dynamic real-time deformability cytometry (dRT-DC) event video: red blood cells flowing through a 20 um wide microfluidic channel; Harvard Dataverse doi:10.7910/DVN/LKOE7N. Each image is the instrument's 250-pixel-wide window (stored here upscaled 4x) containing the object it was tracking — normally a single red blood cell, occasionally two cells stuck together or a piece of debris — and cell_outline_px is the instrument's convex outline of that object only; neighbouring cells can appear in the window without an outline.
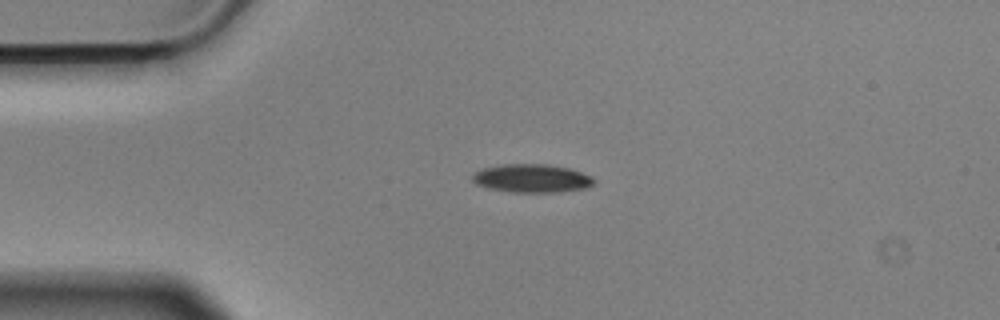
{"species": "Egyptian fruit bat (a non-hibernating species)", "species_latin": "Rousettus aegyptiacus", "temperature_condition": "cold", "stored_images_in_passage": 44, "camera_frame_rate_fps": 3000, "um_per_image_px": 0.085, "animal": {"sex": "male"}, "frame": {"image": 1, "passage_image": 1, "time_ms": 0.0, "image_size_px": [1000, 320], "cell_outline_px": [[592, 184], [584, 188], [556, 192], [512, 192], [488, 188], [476, 184], [472, 180], [472, 176], [476, 172], [484, 168], [504, 164], [548, 164], [572, 168], [592, 176]], "centroid_in_image_um": [45.2, 15.15], "position_along_channel_um": 39.8, "area_um2": 19.94}}
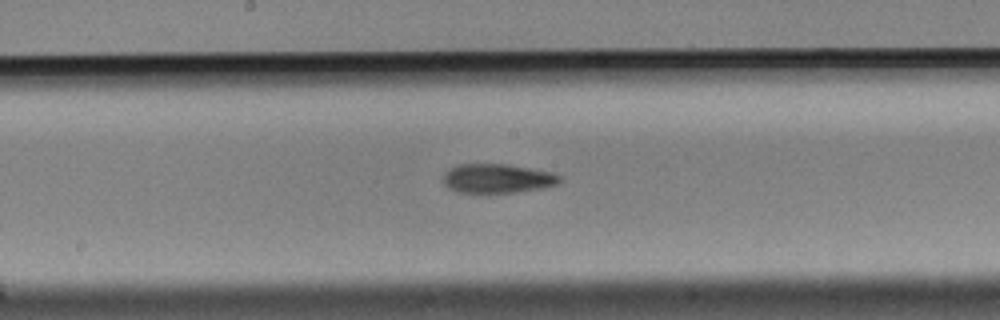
{"frame": {"image": 2, "passage_image": 17, "time_ms": 5.333, "image_size_px": [1000, 320], "cell_outline_px": [[560, 184], [544, 188], [516, 192], [484, 196], [480, 196], [460, 192], [448, 188], [444, 184], [444, 172], [456, 164], [504, 164], [552, 172], [560, 176]], "centroid_in_image_um": [42.24, 15.22], "position_along_channel_um": 206.0, "area_um2": 20.58}}
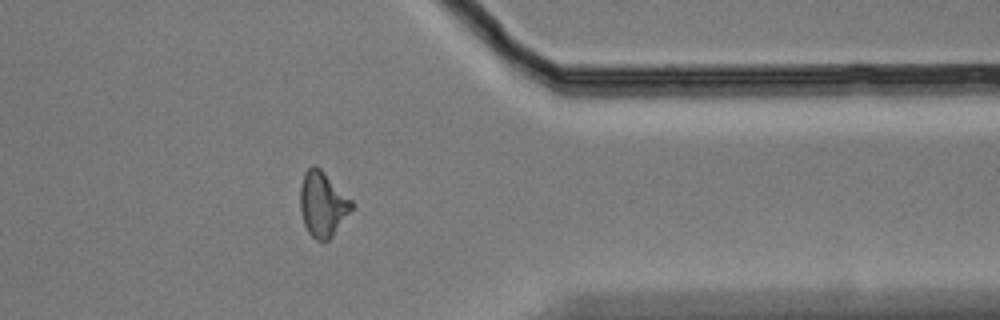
{"frame": {"image": 3, "passage_image": 33, "time_ms": 10.667, "image_size_px": [1000, 320], "cell_outline_px": [[356, 204], [332, 236], [328, 240], [316, 240], [308, 232], [304, 224], [300, 212], [300, 184], [304, 172], [312, 164], [316, 164]], "centroid_in_image_um": [27.41, 17.32], "position_along_channel_um": 384.0, "area_um2": 19.59}, "authors_computed_cell_mechanics": {"area_um2": 19.5653, "velocity_mm_per_s": 3.5811, "shape_relaxation_time_tau1_ms": 3.4285, "shape_relaxation_time_tau2_ms": 4.8562, "deformation_change_tau1": 0.1469, "deformation_change_tau2": 0.1323}}